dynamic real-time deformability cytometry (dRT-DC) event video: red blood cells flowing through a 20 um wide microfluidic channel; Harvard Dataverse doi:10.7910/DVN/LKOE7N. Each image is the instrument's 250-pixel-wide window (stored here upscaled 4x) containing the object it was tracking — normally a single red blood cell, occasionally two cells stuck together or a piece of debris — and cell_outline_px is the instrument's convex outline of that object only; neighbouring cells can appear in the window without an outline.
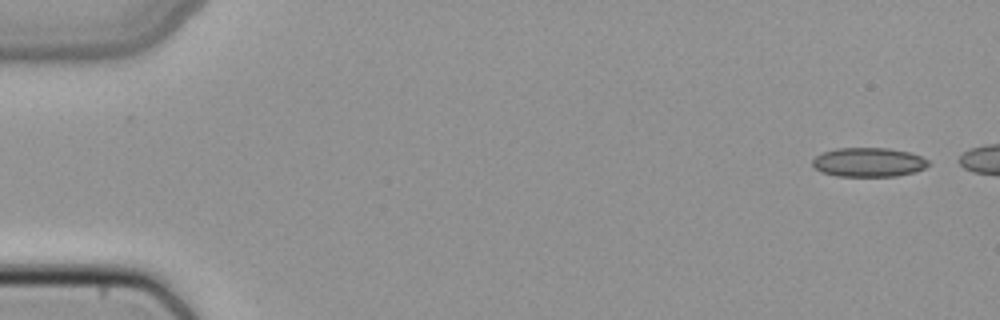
{"species": "common noctule bat (a hibernating species)", "species_latin": "Nyctalus noctula", "temperature_condition": "cold", "stored_images_in_passage": 6, "camera_frame_rate_fps": 3000, "um_per_image_px": 0.085, "animal": {"sex": "female", "body_mass_g": 22.7, "forearm_length_mm": 54.2}, "frame": {"image": 1, "passage_image": 1, "time_ms": 0.0, "image_size_px": [1000, 320], "cell_outline_px": [[928, 164], [924, 168], [916, 172], [896, 176], [836, 176], [820, 172], [812, 164], [812, 160], [816, 156], [824, 152], [836, 148], [888, 148], [908, 152], [920, 156], [928, 160]], "centroid_in_image_um": [73.81, 13.79], "position_along_channel_um": 11.2, "area_um2": 19.65}}